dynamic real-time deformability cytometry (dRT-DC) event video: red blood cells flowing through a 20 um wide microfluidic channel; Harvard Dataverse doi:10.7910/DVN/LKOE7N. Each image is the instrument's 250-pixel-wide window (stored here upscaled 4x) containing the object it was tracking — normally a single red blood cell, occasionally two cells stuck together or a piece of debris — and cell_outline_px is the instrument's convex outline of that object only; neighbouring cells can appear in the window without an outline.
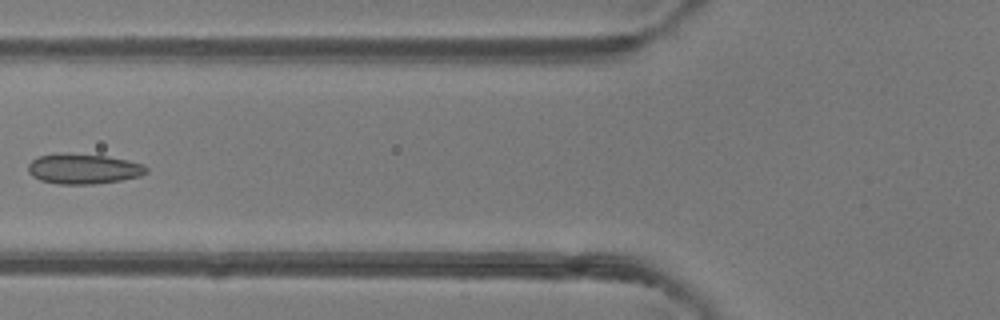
{"species": "common noctule bat (a hibernating species)", "species_latin": "Nyctalus noctula", "temperature_condition": "room temperature", "stored_images_in_passage": 6, "camera_frame_rate_fps": 3000, "um_per_image_px": 0.085, "animal": {"sex": "female"}, "frame": {"image": 1, "passage_image": 6, "time_ms": 5.667, "image_size_px": [1000, 320], "cell_outline_px": [[148, 172], [140, 176], [120, 180], [92, 184], [56, 184], [40, 180], [32, 176], [28, 172], [28, 164], [32, 160], [40, 156], [68, 152], [108, 156], [128, 160], [144, 164], [148, 168]], "centroid_in_image_um": [7.1, 14.34], "position_along_channel_um": 118.7, "area_um2": 20.98}}